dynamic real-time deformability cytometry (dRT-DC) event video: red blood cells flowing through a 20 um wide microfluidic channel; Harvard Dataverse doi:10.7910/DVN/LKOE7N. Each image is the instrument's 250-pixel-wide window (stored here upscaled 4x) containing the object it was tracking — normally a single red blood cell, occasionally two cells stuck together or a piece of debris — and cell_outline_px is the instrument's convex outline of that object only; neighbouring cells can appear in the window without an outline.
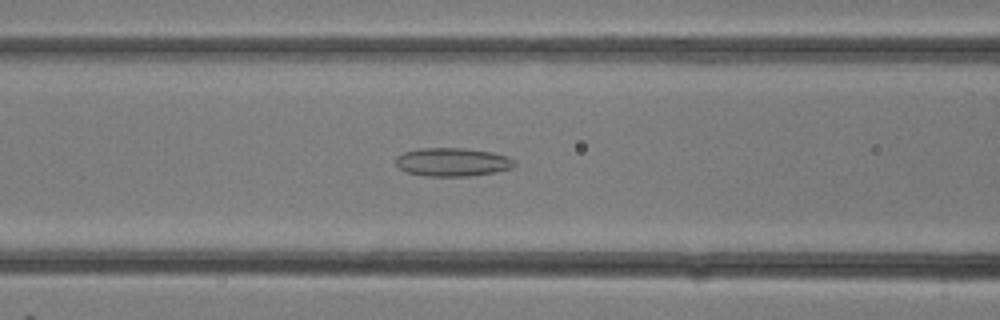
{"species": "common noctule bat (a hibernating species)", "species_latin": "Nyctalus noctula", "temperature_condition": "room temperature", "stored_images_in_passage": 31, "camera_frame_rate_fps": 3000, "um_per_image_px": 0.085, "animal": {"sex": "female"}, "frame": {"image": 1, "passage_image": 13, "time_ms": 4.0, "image_size_px": [1000, 320], "cell_outline_px": [[516, 164], [512, 168], [496, 172], [468, 176], [424, 176], [408, 172], [400, 168], [396, 164], [396, 156], [404, 152], [420, 148], [464, 148], [492, 152], [508, 156]], "centroid_in_image_um": [38.46, 13.77], "position_along_channel_um": 128.1, "area_um2": 19.65}}
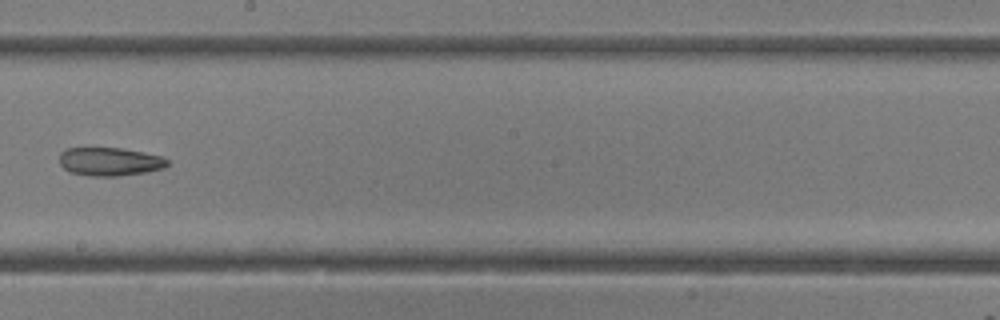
{"frame": {"image": 2, "passage_image": 18, "time_ms": 5.667, "image_size_px": [1000, 320], "cell_outline_px": [[168, 164], [164, 168], [144, 172], [116, 176], [88, 176], [68, 172], [60, 164], [60, 152], [68, 148], [120, 148], [144, 152], [160, 156], [168, 160]], "centroid_in_image_um": [9.3, 13.74], "position_along_channel_um": 238.9, "area_um2": 17.8}}
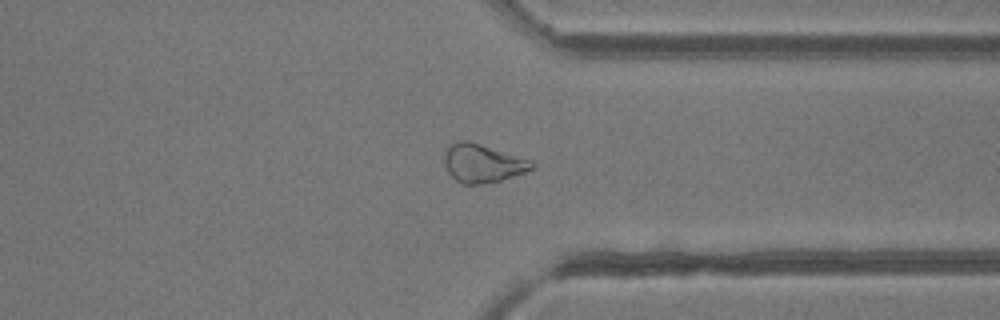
{"frame": {"image": 3, "passage_image": 24, "time_ms": 7.667, "image_size_px": [1000, 320], "cell_outline_px": [[536, 164], [532, 168], [524, 172], [500, 180], [480, 184], [460, 184], [448, 172], [444, 164], [444, 152], [448, 144], [456, 140], [468, 140], [532, 160]], "centroid_in_image_um": [40.97, 13.85], "position_along_channel_um": 370.4, "area_um2": 19.65}}